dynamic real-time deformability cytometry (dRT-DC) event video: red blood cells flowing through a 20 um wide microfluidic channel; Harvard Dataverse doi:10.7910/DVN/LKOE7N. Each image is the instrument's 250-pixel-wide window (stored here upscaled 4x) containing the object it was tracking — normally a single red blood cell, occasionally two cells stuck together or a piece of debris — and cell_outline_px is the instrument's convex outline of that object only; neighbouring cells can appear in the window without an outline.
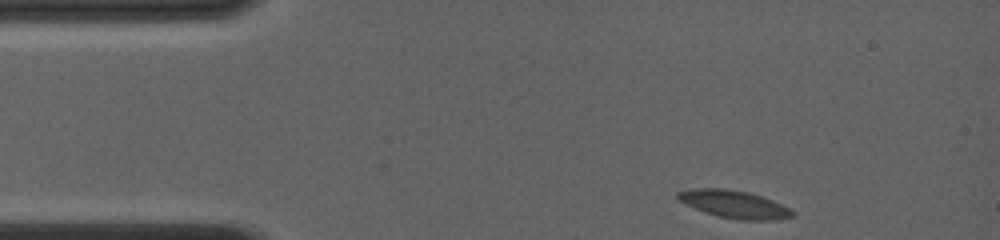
{"species": "common noctule bat (a hibernating species)", "species_latin": "Nyctalus noctula", "temperature_condition": "room temperature", "stored_images_in_passage": 34, "camera_frame_rate_fps": 4000, "um_per_image_px": 0.085, "animal": {"sex": "female", "body_mass_g": 19.0, "forearm_length_mm": 56.7}, "frame": {"image": 1, "passage_image": 1, "time_ms": 0.0, "image_size_px": [1000, 240], "cell_outline_px": [[796, 216], [772, 220], [740, 220], [720, 216], [704, 212], [680, 200], [676, 196], [676, 192], [688, 188], [724, 188], [748, 192], [764, 196], [796, 212]], "centroid_in_image_um": [62.43, 17.35], "position_along_channel_um": 22.6, "area_um2": 18.44}}
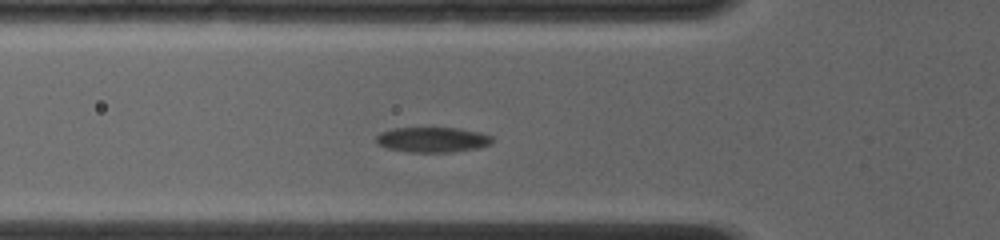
{"frame": {"image": 2, "passage_image": 20, "time_ms": 3.5, "image_size_px": [1000, 240], "cell_outline_px": [[492, 144], [480, 148], [452, 152], [408, 152], [388, 148], [376, 144], [376, 136], [380, 132], [392, 128], [460, 128], [480, 132], [492, 136]], "centroid_in_image_um": [36.77, 11.87], "position_along_channel_um": 89.0, "area_um2": 17.22}}
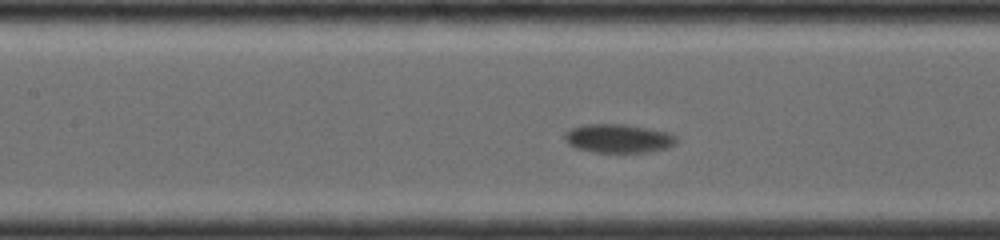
{"frame": {"image": 3, "passage_image": 29, "time_ms": 5.25, "image_size_px": [1000, 240], "cell_outline_px": [[676, 144], [668, 148], [648, 152], [592, 152], [576, 148], [568, 144], [564, 140], [564, 132], [572, 128], [584, 124], [624, 124], [648, 128], [668, 132], [676, 136]], "centroid_in_image_um": [52.55, 11.77], "position_along_channel_um": 154.9, "area_um2": 18.84}}